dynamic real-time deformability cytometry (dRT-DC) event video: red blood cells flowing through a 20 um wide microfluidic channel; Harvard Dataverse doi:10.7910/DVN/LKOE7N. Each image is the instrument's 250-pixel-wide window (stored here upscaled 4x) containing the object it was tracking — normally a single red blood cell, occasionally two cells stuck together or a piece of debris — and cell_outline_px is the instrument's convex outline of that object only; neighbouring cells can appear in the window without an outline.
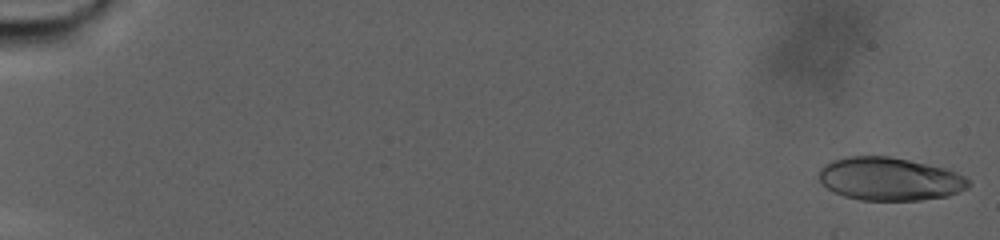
{"species": "human", "species_latin": "Homo sapiens", "temperature_condition": "warm", "stored_images_in_passage": 94, "camera_frame_rate_fps": 3000, "um_per_image_px": 0.085, "donor": {"sex": "male"}, "frame": {"image": 1, "passage_image": 2, "time_ms": 0.333, "image_size_px": [1000, 240], "cell_outline_px": [[972, 184], [968, 188], [948, 196], [920, 200], [860, 200], [844, 196], [828, 188], [820, 180], [820, 168], [824, 164], [832, 160], [848, 156], [892, 156], [928, 164], [944, 168], [956, 172], [964, 176]], "centroid_in_image_um": [75.64, 15.2], "position_along_channel_um": 9.4, "area_um2": 37.57}}
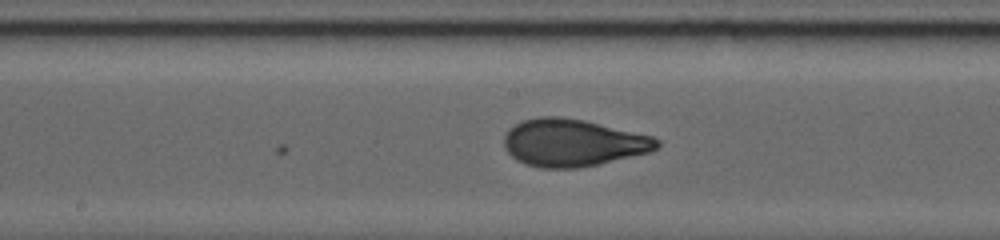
{"frame": {"image": 2, "passage_image": 53, "time_ms": 17.333, "image_size_px": [1000, 240], "cell_outline_px": [[660, 148], [648, 152], [596, 164], [576, 168], [540, 168], [524, 164], [516, 160], [504, 148], [504, 136], [508, 128], [524, 120], [540, 116], [560, 116], [584, 120], [652, 136], [660, 140]], "centroid_in_image_um": [48.66, 12.13], "position_along_channel_um": 199.5, "area_um2": 42.08}}
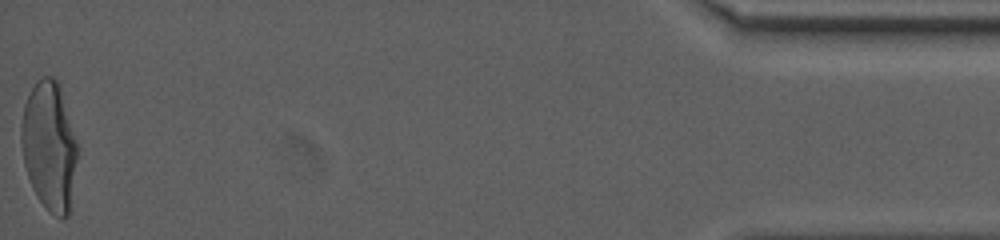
{"frame": {"image": 3, "passage_image": 94, "time_ms": 31.0, "image_size_px": [1000, 240], "cell_outline_px": [[80, 148], [68, 216], [64, 220], [60, 220], [48, 212], [36, 196], [32, 188], [24, 164], [20, 140], [20, 128], [24, 104], [36, 80], [44, 76], [52, 76], [60, 80]], "centroid_in_image_um": [4.23, 12.4], "position_along_channel_um": 431.0, "area_um2": 43.75}, "authors_computed_cell_mechanics": {"area_um2": 40.1999, "velocity_mm_per_s": 2.2989, "shape_relaxation_time_tau1_ms": 9.6208, "shape_relaxation_time_tau2_ms": null, "deformation_change_tau1": 0.2532, "deformation_change_tau2": null}}